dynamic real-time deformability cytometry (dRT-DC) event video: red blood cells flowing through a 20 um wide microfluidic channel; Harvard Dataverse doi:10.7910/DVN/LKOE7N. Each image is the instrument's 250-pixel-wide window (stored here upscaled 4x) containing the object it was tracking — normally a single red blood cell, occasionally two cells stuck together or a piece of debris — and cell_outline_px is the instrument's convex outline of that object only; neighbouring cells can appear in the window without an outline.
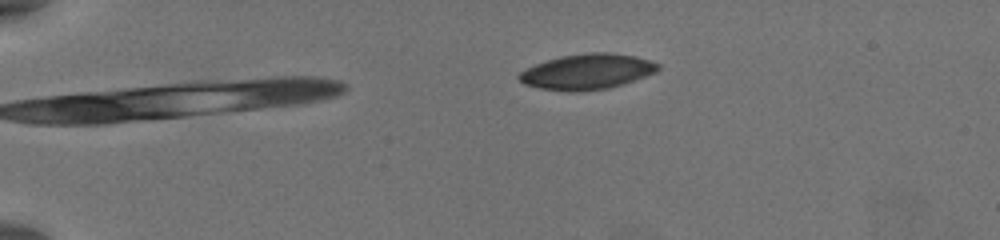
{"species": "common noctule bat (a hibernating species)", "species_latin": "Nyctalus noctula", "temperature_condition": "warm", "stored_images_in_passage": 29, "camera_frame_rate_fps": 3000, "um_per_image_px": 0.085, "animal": {"sex": "female", "body_mass_g": 19.5, "forearm_length_mm": 54.1}, "frame": {"image": 1, "passage_image": 1, "time_ms": 0.0, "image_size_px": [1000, 240], "cell_outline_px": [[660, 68], [656, 72], [608, 88], [580, 92], [568, 92], [540, 88], [524, 84], [516, 76], [520, 72], [536, 64], [560, 56], [592, 52], [608, 52], [636, 56], [660, 64]], "centroid_in_image_um": [49.89, 6.09], "position_along_channel_um": 35.1, "area_um2": 28.5}}
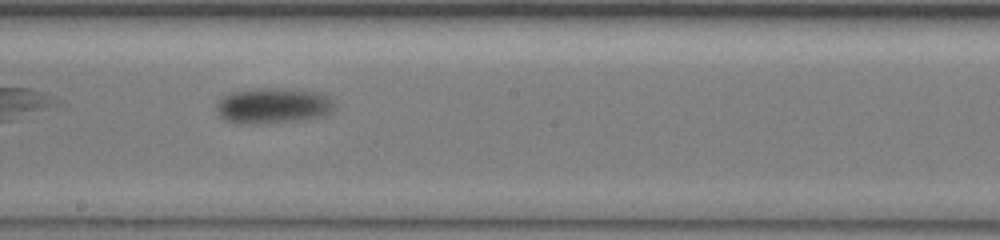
{"frame": {"image": 2, "passage_image": 16, "time_ms": 5.0, "image_size_px": [1000, 240], "cell_outline_px": [[332, 108], [324, 116], [296, 120], [256, 124], [244, 124], [224, 120], [216, 112], [216, 104], [228, 92], [264, 88], [268, 88], [320, 92], [328, 96], [332, 104]], "centroid_in_image_um": [23.13, 8.99], "position_along_channel_um": 225.1, "area_um2": 24.1}}
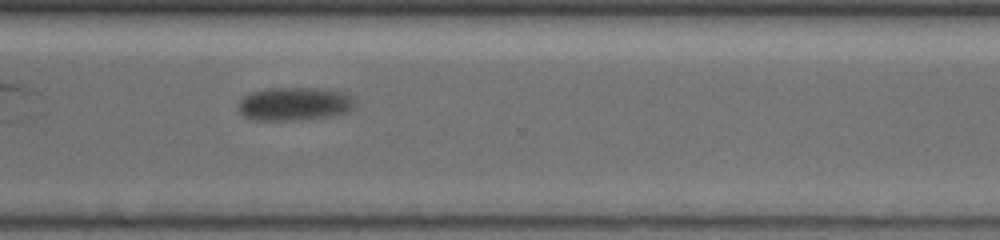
{"frame": {"image": 3, "passage_image": 26, "time_ms": 8.333, "image_size_px": [1000, 240], "cell_outline_px": [[356, 104], [348, 112], [332, 116], [288, 120], [256, 120], [244, 116], [240, 112], [240, 100], [244, 96], [252, 92], [268, 88], [308, 88], [344, 92]], "centroid_in_image_um": [25.02, 8.83], "position_along_channel_um": 345.6, "area_um2": 22.2}, "authors_computed_cell_mechanics": {"area_um2": 22.8888, "velocity_mm_per_s": 3.5923, "shape_relaxation_time_tau1_ms": 1.2599, "shape_relaxation_time_tau2_ms": null, "deformation_change_tau1": 0.0716, "deformation_change_tau2": null}}